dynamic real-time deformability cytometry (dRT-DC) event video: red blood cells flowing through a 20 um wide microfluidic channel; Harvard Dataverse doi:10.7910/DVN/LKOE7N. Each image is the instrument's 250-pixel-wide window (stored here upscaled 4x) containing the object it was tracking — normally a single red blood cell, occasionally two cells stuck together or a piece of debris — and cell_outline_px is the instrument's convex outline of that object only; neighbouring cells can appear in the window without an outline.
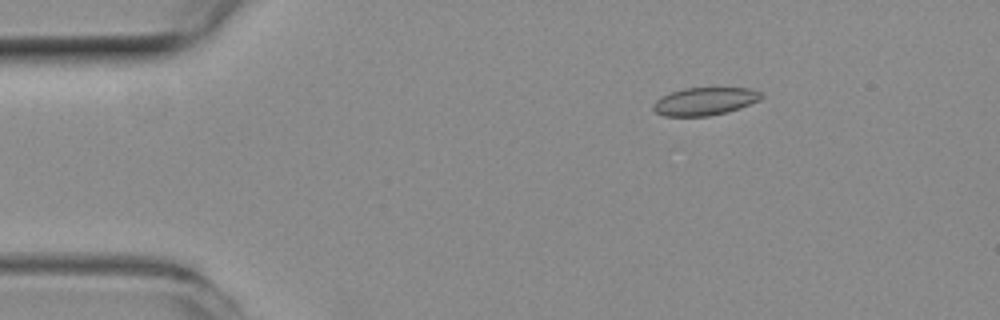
{"species": "common noctule bat (a hibernating species)", "species_latin": "Nyctalus noctula", "temperature_condition": "room temperature", "stored_images_in_passage": 52, "camera_frame_rate_fps": 3000, "um_per_image_px": 0.085, "animal": {"sex": "female", "body_mass_g": 19.3, "forearm_length_mm": 54.1}, "frame": {"image": 1, "passage_image": 8, "time_ms": 2.333, "image_size_px": [1000, 320], "cell_outline_px": [[764, 96], [760, 100], [740, 108], [728, 112], [708, 116], [664, 116], [656, 112], [652, 108], [652, 104], [656, 100], [672, 92], [684, 88], [748, 88], [764, 92]], "centroid_in_image_um": [59.95, 8.61], "position_along_channel_um": 25.1, "area_um2": 17.57}}
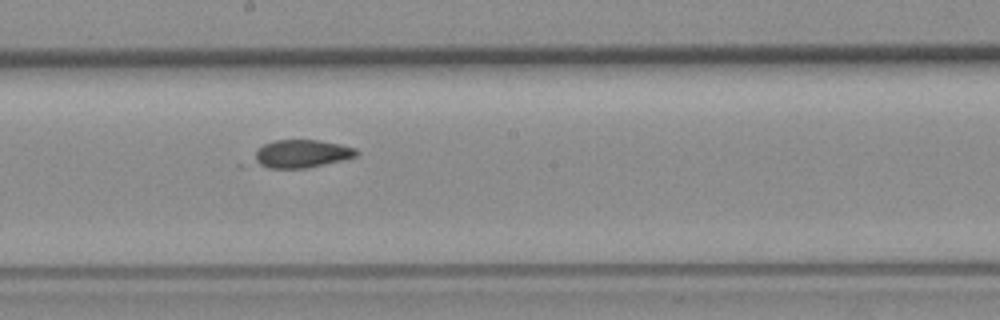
{"frame": {"image": 2, "passage_image": 28, "time_ms": 9.0, "image_size_px": [1000, 320], "cell_outline_px": [[360, 152], [356, 156], [308, 168], [268, 168], [260, 164], [256, 160], [256, 152], [264, 144], [276, 140], [316, 140], [340, 144], [356, 148]], "centroid_in_image_um": [25.69, 13.06], "position_along_channel_um": 222.5, "area_um2": 16.3}}
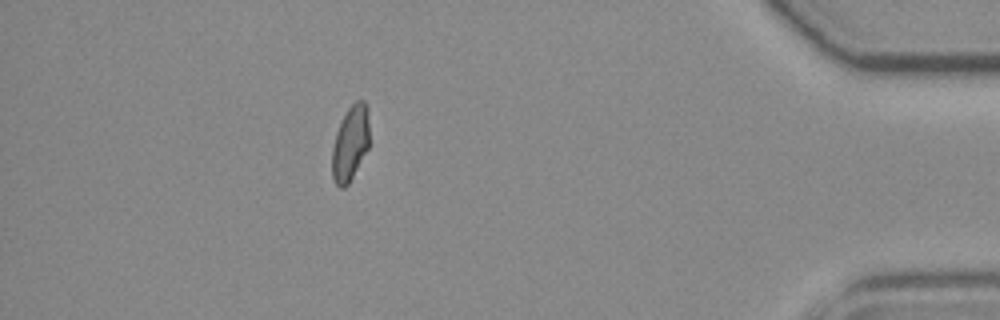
{"frame": {"image": 3, "passage_image": 46, "time_ms": 15.0, "image_size_px": [1000, 320], "cell_outline_px": [[368, 148], [348, 184], [344, 188], [340, 188], [336, 184], [332, 176], [332, 148], [336, 132], [348, 108], [356, 100], [364, 100], [368, 108]], "centroid_in_image_um": [29.77, 12.17], "position_along_channel_um": 405.4, "area_um2": 16.13}, "authors_computed_cell_mechanics": {"area_um2": 17.2822, "velocity_mm_per_s": 3.9489, "shape_relaxation_time_tau1_ms": null, "shape_relaxation_time_tau2_ms": 2.0349, "deformation_change_tau1": null, "deformation_change_tau2": 0.0741}}